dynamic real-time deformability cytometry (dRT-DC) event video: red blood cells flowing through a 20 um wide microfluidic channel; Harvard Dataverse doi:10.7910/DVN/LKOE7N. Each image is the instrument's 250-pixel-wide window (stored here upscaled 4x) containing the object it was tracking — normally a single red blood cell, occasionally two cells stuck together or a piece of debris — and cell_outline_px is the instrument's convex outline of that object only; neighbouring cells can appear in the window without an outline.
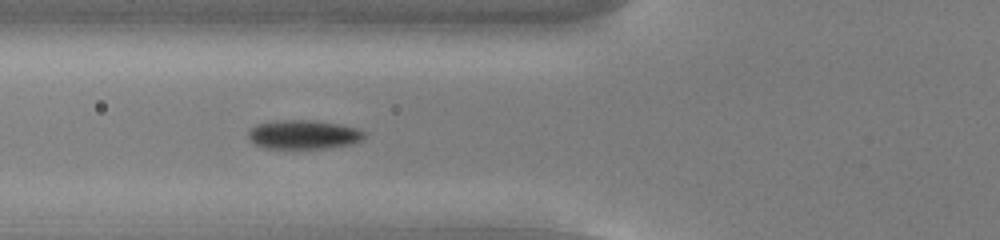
{"species": "common noctule bat (a hibernating species)", "species_latin": "Nyctalus noctula", "temperature_condition": "cold", "stored_images_in_passage": 56, "camera_frame_rate_fps": 3000, "um_per_image_px": 0.085, "animal": {"sex": "male", "body_mass_g": 13.0, "forearm_length_mm": 53.1}, "frame": {"image": 1, "passage_image": 21, "time_ms": 6.667, "image_size_px": [1000, 240], "cell_outline_px": [[364, 140], [352, 144], [324, 148], [264, 148], [248, 140], [248, 128], [256, 124], [276, 120], [308, 120], [340, 124], [356, 128], [364, 132]], "centroid_in_image_um": [25.76, 11.43], "position_along_channel_um": 100.0, "area_um2": 19.71}}
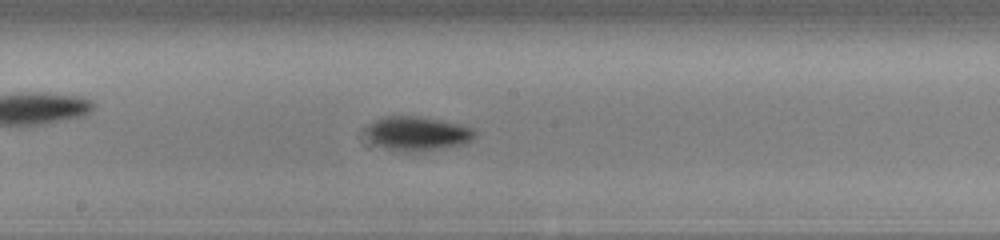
{"frame": {"image": 2, "passage_image": 30, "time_ms": 9.667, "image_size_px": [1000, 240], "cell_outline_px": [[476, 136], [472, 140], [464, 144], [444, 148], [420, 152], [404, 152], [388, 148], [376, 144], [372, 140], [368, 128], [368, 124], [384, 116], [416, 116], [440, 120], [460, 124], [472, 128], [476, 132]], "centroid_in_image_um": [35.56, 11.35], "position_along_channel_um": 212.6, "area_um2": 21.39}}
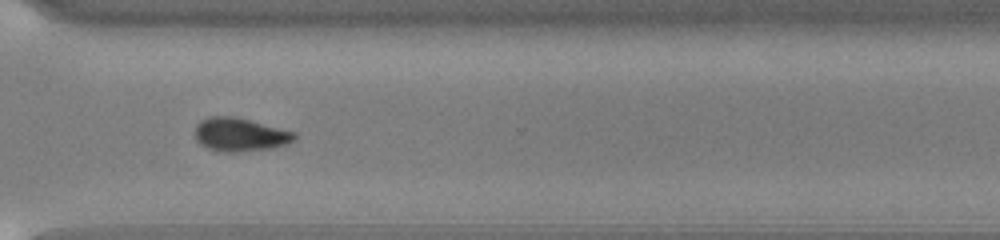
{"frame": {"image": 3, "passage_image": 41, "time_ms": 13.333, "image_size_px": [1000, 240], "cell_outline_px": [[296, 136], [288, 144], [272, 148], [236, 152], [224, 152], [208, 148], [200, 144], [196, 140], [196, 124], [200, 120], [212, 116], [232, 116], [296, 132]], "centroid_in_image_um": [20.39, 11.44], "position_along_channel_um": 350.2, "area_um2": 19.19}, "authors_computed_cell_mechanics": {"area_um2": 18.7272, "velocity_mm_per_s": 3.7587, "shape_relaxation_time_tau1_ms": 1.7533, "shape_relaxation_time_tau2_ms": null, "deformation_change_tau1": 0.0875, "deformation_change_tau2": null}}